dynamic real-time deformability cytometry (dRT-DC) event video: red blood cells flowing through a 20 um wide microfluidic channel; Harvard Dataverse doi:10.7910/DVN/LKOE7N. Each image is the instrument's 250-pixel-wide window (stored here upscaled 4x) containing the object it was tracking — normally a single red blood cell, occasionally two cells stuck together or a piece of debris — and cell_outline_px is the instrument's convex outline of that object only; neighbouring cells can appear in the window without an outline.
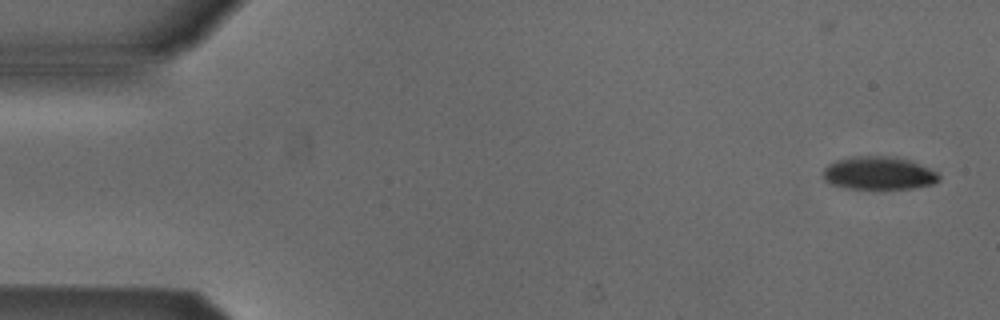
{"species": "Egyptian fruit bat (a non-hibernating species)", "species_latin": "Rousettus aegyptiacus", "temperature_condition": "cold", "stored_images_in_passage": 51, "camera_frame_rate_fps": 3000, "um_per_image_px": 0.085, "animal": {"sex": "male"}, "frame": {"image": 1, "passage_image": 1, "time_ms": 0.0, "image_size_px": [1000, 320], "cell_outline_px": [[940, 180], [932, 184], [912, 188], [848, 188], [828, 184], [820, 176], [824, 168], [828, 164], [836, 160], [852, 156], [896, 156], [908, 160], [928, 168], [936, 172], [940, 176]], "centroid_in_image_um": [74.62, 14.71], "position_along_channel_um": 10.4, "area_um2": 22.37}}
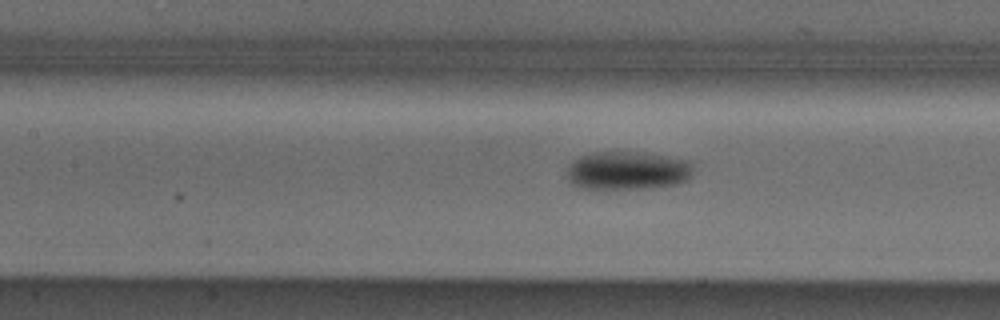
{"frame": {"image": 2, "passage_image": 22, "time_ms": 7.0, "image_size_px": [1000, 320], "cell_outline_px": [[692, 172], [688, 180], [676, 184], [644, 188], [580, 188], [572, 184], [568, 180], [568, 168], [572, 160], [580, 156], [592, 152], [616, 148], [644, 152], [688, 160], [692, 164]], "centroid_in_image_um": [53.31, 14.44], "position_along_channel_um": 154.1, "area_um2": 28.96}}
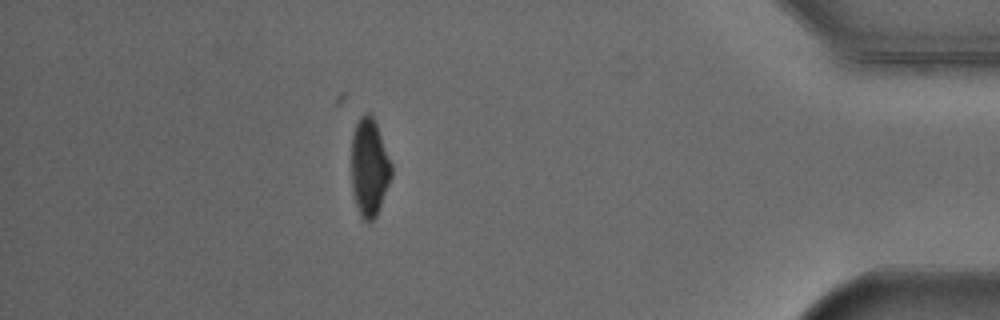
{"frame": {"image": 3, "passage_image": 45, "time_ms": 14.667, "image_size_px": [1000, 320], "cell_outline_px": [[392, 176], [380, 208], [376, 216], [368, 224], [360, 216], [356, 204], [352, 188], [352, 132], [360, 116], [364, 112], [368, 112], [372, 116], [376, 124], [392, 164]], "centroid_in_image_um": [31.4, 14.24], "position_along_channel_um": 403.8, "area_um2": 22.83}, "authors_computed_cell_mechanics": {"area_um2": 25.0274, "velocity_mm_per_s": 3.8927, "shape_relaxation_time_tau1_ms": 2.6535, "shape_relaxation_time_tau2_ms": null, "deformation_change_tau1": 0.1128, "deformation_change_tau2": null}}